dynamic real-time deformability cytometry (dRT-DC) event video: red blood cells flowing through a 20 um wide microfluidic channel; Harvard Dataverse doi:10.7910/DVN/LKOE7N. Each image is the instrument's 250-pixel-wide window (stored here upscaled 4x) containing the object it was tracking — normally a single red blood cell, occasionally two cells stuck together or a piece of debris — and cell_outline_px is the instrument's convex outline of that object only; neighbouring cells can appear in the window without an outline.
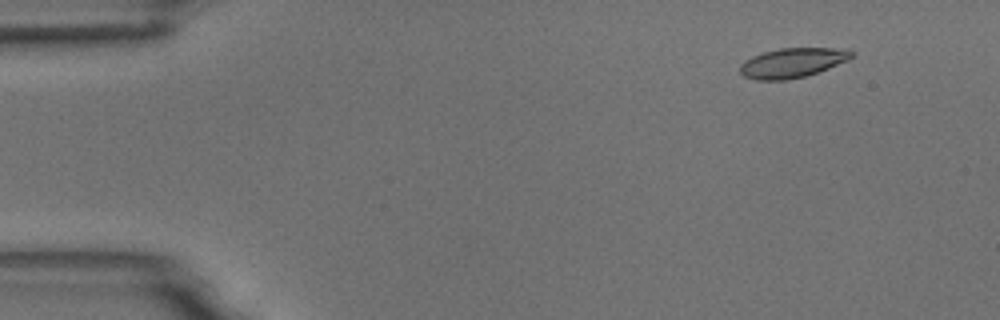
{"species": "common noctule bat (a hibernating species)", "species_latin": "Nyctalus noctula", "temperature_condition": "room temperature", "stored_images_in_passage": 4, "camera_frame_rate_fps": 3000, "um_per_image_px": 0.085, "animal": {"sex": "male", "body_mass_g": 18.8}, "frame": {"image": 1, "passage_image": 1, "time_ms": 0.0, "image_size_px": [1000, 320], "cell_outline_px": [[856, 52], [848, 60], [828, 68], [804, 76], [784, 80], [756, 80], [744, 76], [740, 72], [740, 64], [744, 60], [752, 56], [764, 52], [780, 48], [848, 48]], "centroid_in_image_um": [67.36, 5.32], "position_along_channel_um": 17.6, "area_um2": 19.25}}
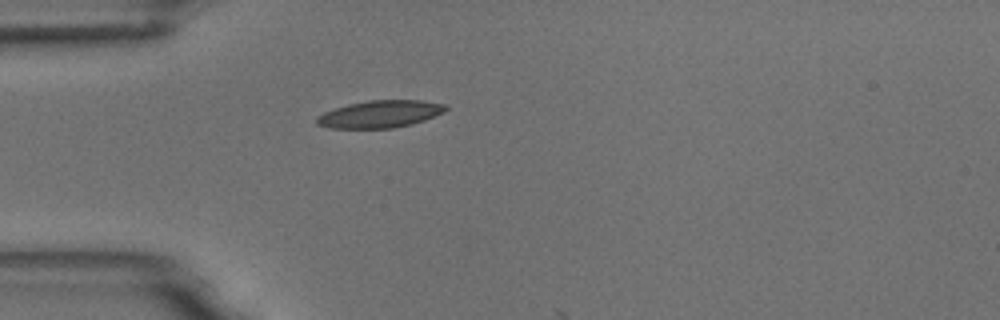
{"frame": {"image": 2, "passage_image": 4, "time_ms": 3.333, "image_size_px": [1000, 320], "cell_outline_px": [[448, 108], [444, 112], [424, 120], [412, 124], [392, 128], [328, 128], [316, 124], [316, 116], [324, 112], [348, 104], [368, 100], [420, 100], [448, 104]], "centroid_in_image_um": [32.31, 9.69], "position_along_channel_um": 52.7, "area_um2": 20.58}}